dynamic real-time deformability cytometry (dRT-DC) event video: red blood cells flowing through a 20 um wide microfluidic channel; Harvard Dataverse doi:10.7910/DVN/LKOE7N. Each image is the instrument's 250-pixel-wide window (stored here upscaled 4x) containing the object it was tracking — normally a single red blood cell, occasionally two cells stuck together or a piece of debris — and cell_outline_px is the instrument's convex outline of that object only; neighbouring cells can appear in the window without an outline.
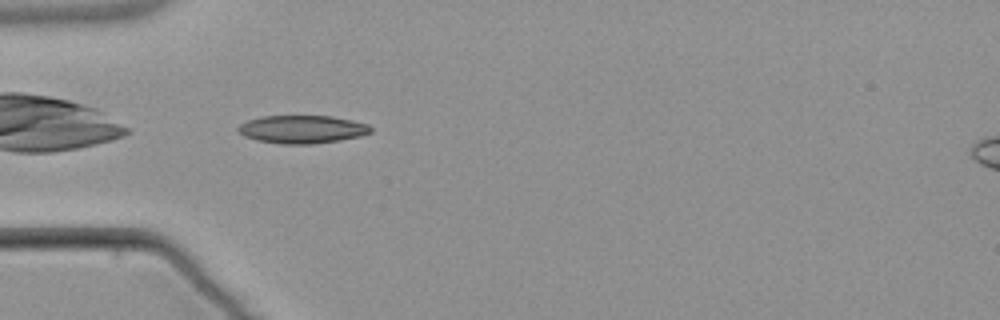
{"species": "common noctule bat (a hibernating species)", "species_latin": "Nyctalus noctula", "temperature_condition": "warm", "stored_images_in_passage": 1, "camera_frame_rate_fps": 3000, "um_per_image_px": 0.085, "animal": {"sex": "male", "body_mass_g": 21.5, "forearm_length_mm": 52.0}, "frame": {"image": 1, "passage_image": 1, "time_ms": 0.0, "image_size_px": [1000, 320], "cell_outline_px": [[372, 132], [360, 136], [340, 140], [312, 144], [280, 144], [256, 140], [244, 136], [236, 128], [240, 124], [248, 120], [264, 116], [332, 116], [352, 120], [368, 124], [372, 128]], "centroid_in_image_um": [25.69, 10.99], "position_along_channel_um": 59.3, "area_um2": 21.68}}